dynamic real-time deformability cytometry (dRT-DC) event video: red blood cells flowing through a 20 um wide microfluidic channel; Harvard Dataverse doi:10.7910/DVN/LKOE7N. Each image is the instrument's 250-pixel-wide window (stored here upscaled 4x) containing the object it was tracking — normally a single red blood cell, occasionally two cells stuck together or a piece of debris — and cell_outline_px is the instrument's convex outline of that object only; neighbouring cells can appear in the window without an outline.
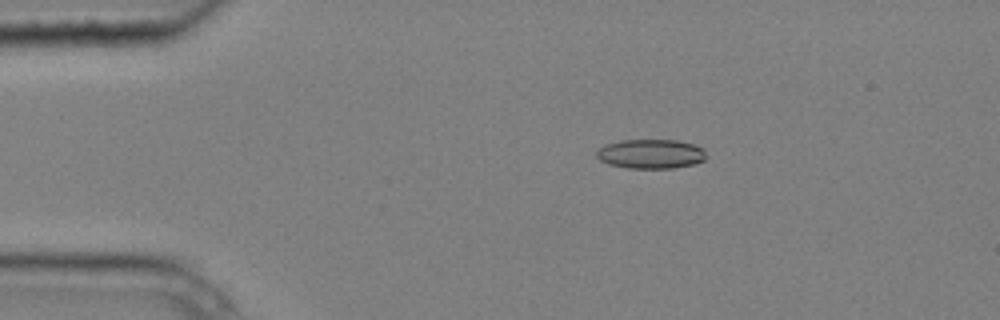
{"species": "common noctule bat (a hibernating species)", "species_latin": "Nyctalus noctula", "temperature_condition": "cold", "stored_images_in_passage": 5, "camera_frame_rate_fps": 3000, "um_per_image_px": 0.085, "animal": {"sex": "male", "body_mass_g": 20.4}, "frame": {"image": 1, "passage_image": 3, "time_ms": 0.667, "image_size_px": [1000, 320], "cell_outline_px": [[704, 160], [696, 164], [672, 168], [628, 168], [608, 164], [600, 160], [596, 156], [596, 152], [604, 144], [620, 140], [676, 140], [692, 144], [704, 148]], "centroid_in_image_um": [55.29, 13.08], "position_along_channel_um": 29.7, "area_um2": 18.79}}
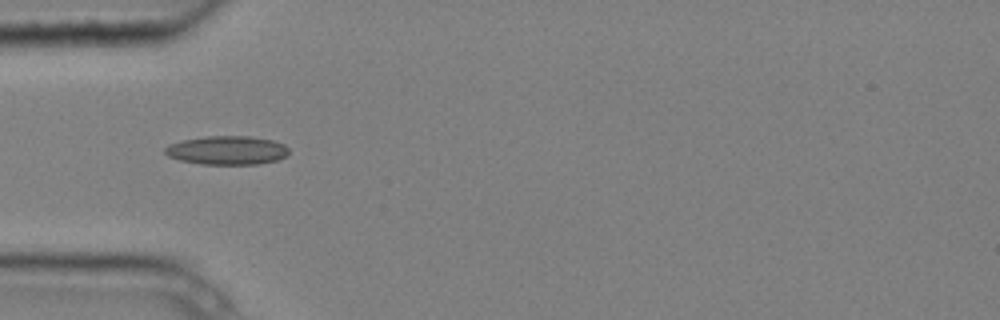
{"frame": {"image": 2, "passage_image": 5, "time_ms": 1.333, "image_size_px": [1000, 320], "cell_outline_px": [[288, 152], [284, 156], [276, 160], [256, 164], [200, 164], [180, 160], [168, 156], [164, 152], [164, 148], [168, 144], [184, 140], [204, 136], [248, 136], [272, 140], [284, 144], [288, 148]], "centroid_in_image_um": [19.26, 12.77], "position_along_channel_um": 65.7, "area_um2": 20.63}}